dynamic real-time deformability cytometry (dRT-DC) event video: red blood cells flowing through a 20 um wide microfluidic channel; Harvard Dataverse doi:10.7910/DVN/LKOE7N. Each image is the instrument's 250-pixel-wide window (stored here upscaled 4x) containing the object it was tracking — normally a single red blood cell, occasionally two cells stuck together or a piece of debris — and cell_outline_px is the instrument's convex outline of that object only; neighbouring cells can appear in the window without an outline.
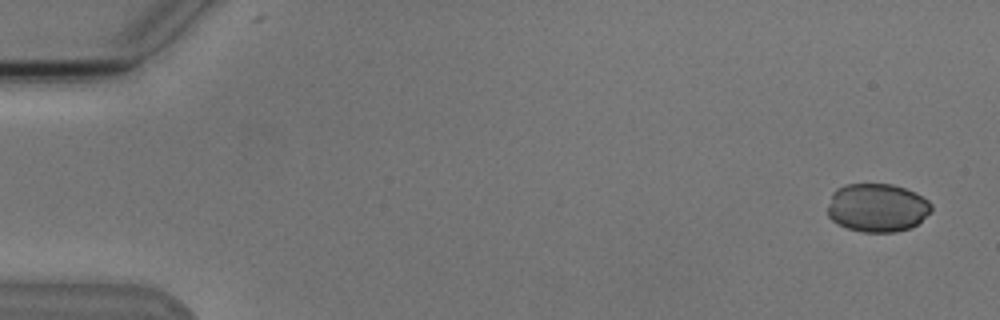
{"species": "Egyptian fruit bat (a non-hibernating species)", "species_latin": "Rousettus aegyptiacus", "temperature_condition": "cold", "stored_images_in_passage": 4, "camera_frame_rate_fps": 3000, "um_per_image_px": 0.085, "animal": {"sex": "male"}, "frame": {"image": 1, "passage_image": 1, "time_ms": 0.0, "image_size_px": [1000, 320], "cell_outline_px": [[932, 208], [916, 224], [908, 228], [896, 232], [864, 232], [848, 228], [836, 224], [828, 216], [828, 208], [832, 192], [836, 188], [844, 184], [892, 184], [916, 192], [928, 200], [932, 204]], "centroid_in_image_um": [74.53, 17.64], "position_along_channel_um": 10.5, "area_um2": 29.25}}
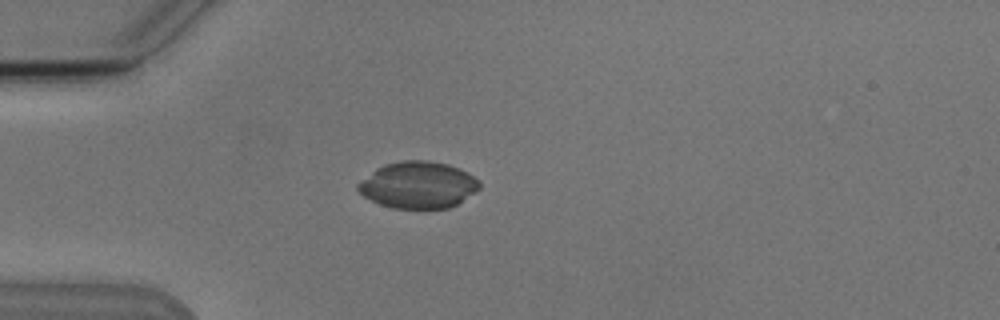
{"frame": {"image": 2, "passage_image": 4, "time_ms": 4.333, "image_size_px": [1000, 320], "cell_outline_px": [[480, 188], [476, 192], [456, 204], [448, 208], [392, 208], [380, 204], [364, 196], [356, 188], [356, 184], [360, 180], [376, 168], [384, 164], [404, 160], [428, 160], [448, 164], [460, 168], [468, 172], [480, 180]], "centroid_in_image_um": [35.55, 15.71], "position_along_channel_um": 49.5, "area_um2": 33.23}}